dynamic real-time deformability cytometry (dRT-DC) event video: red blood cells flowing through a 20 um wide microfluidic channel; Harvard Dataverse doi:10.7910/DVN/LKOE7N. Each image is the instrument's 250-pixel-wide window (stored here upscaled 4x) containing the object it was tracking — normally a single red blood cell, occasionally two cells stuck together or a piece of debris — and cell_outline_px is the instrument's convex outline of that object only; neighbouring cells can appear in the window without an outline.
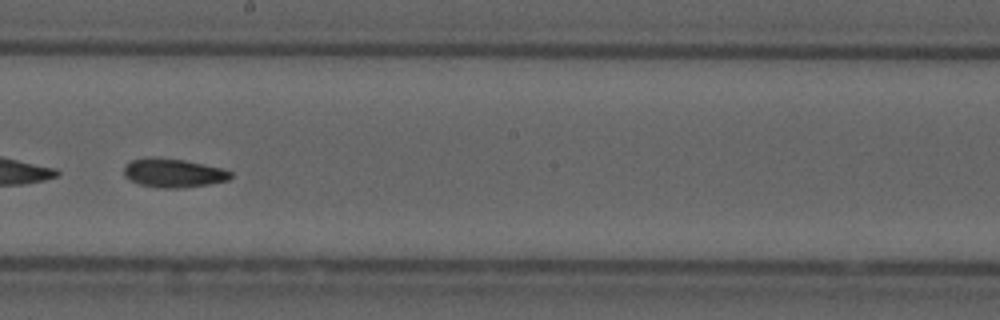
{"species": "common noctule bat (a hibernating species)", "species_latin": "Nyctalus noctula", "temperature_condition": "cold", "stored_images_in_passage": 42, "camera_frame_rate_fps": 3000, "um_per_image_px": 0.085, "animal": {"sex": "male", "forearm_length_mm": 52.5}, "frame": {"image": 1, "passage_image": 24, "time_ms": 7.667, "image_size_px": [1000, 320], "cell_outline_px": [[232, 176], [228, 180], [208, 184], [180, 188], [156, 188], [140, 184], [124, 176], [124, 164], [132, 160], [148, 156], [152, 156], [184, 160], [220, 168], [232, 172]], "centroid_in_image_um": [14.69, 14.69], "position_along_channel_um": 233.5, "area_um2": 17.92}, "authors_computed_cell_mechanics": {"area_um2": 17.8602, "velocity_mm_per_s": 3.7365, "shape_relaxation_time_tau1_ms": null, "shape_relaxation_time_tau2_ms": 4.0491, "deformation_change_tau1": null, "deformation_change_tau2": 0.0971}}